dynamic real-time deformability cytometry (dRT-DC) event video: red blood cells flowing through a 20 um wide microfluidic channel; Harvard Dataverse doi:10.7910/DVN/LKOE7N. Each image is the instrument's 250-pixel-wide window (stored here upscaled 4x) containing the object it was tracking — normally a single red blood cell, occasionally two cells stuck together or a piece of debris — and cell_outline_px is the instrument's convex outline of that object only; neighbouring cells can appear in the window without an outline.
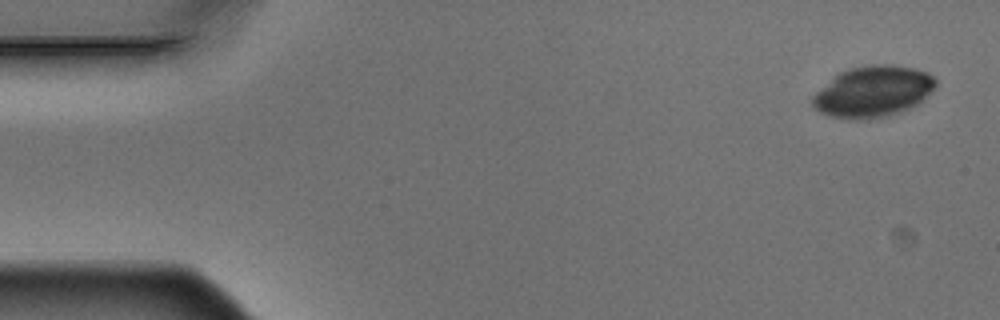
{"species": "Egyptian fruit bat (a non-hibernating species)", "species_latin": "Rousettus aegyptiacus", "temperature_condition": "warm", "stored_images_in_passage": 5, "segment_of_instrument_passage": [1, 2], "camera_frame_rate_fps": 3000, "um_per_image_px": 0.085, "animal": {"sex": "male"}, "frame": {"image": 1, "passage_image": 1, "time_ms": 0.0, "image_size_px": [1000, 320], "cell_outline_px": [[936, 84], [916, 104], [900, 112], [888, 116], [868, 120], [848, 120], [828, 116], [820, 112], [812, 104], [812, 96], [816, 92], [840, 72], [852, 68], [872, 64], [892, 64], [912, 68], [928, 72], [936, 80]], "centroid_in_image_um": [74.17, 7.8], "position_along_channel_um": 10.8, "area_um2": 36.41}}